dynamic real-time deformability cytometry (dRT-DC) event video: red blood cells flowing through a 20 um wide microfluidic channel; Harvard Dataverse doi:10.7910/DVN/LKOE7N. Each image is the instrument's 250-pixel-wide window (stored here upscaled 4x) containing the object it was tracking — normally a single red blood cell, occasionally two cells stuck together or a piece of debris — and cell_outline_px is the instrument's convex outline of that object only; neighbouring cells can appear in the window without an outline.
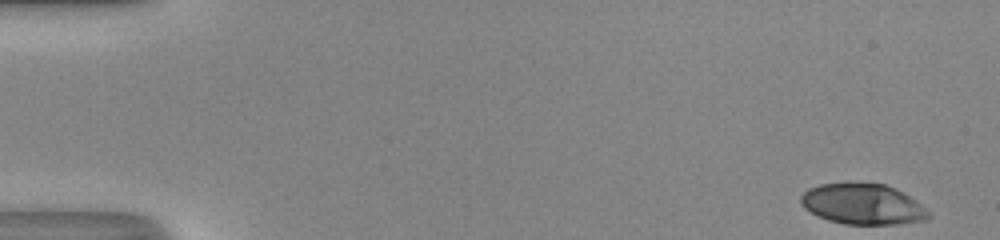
{"species": "human", "species_latin": "Homo sapiens", "temperature_condition": "room temperature", "stored_images_in_passage": 49, "camera_frame_rate_fps": 3000, "um_per_image_px": 0.085, "donor": {"sex": "male"}, "frame": {"image": 1, "passage_image": 1, "time_ms": 0.0, "image_size_px": [1000, 240], "cell_outline_px": [[928, 216], [924, 220], [896, 224], [844, 224], [828, 220], [804, 208], [800, 204], [800, 196], [808, 188], [820, 184], [884, 184], [916, 200], [928, 212]], "centroid_in_image_um": [73.28, 17.37], "position_along_channel_um": 11.7, "area_um2": 29.54}}
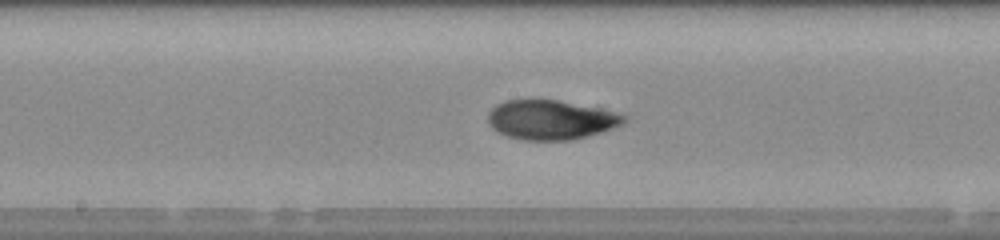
{"frame": {"image": 2, "passage_image": 26, "time_ms": 8.333, "image_size_px": [1000, 240], "cell_outline_px": [[628, 120], [624, 124], [616, 128], [604, 132], [572, 140], [524, 140], [508, 136], [496, 132], [488, 124], [488, 112], [496, 104], [508, 100], [556, 100], [616, 112], [628, 116]], "centroid_in_image_um": [46.85, 10.2], "position_along_channel_um": 201.3, "area_um2": 31.44}}
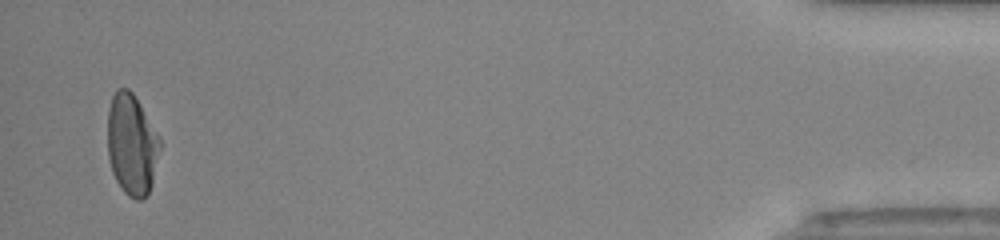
{"frame": {"image": 3, "passage_image": 48, "time_ms": 15.667, "image_size_px": [1000, 240], "cell_outline_px": [[160, 148], [152, 184], [148, 196], [140, 200], [136, 200], [128, 196], [124, 192], [116, 180], [112, 172], [108, 156], [108, 108], [112, 96], [116, 88], [128, 88], [132, 92], [160, 136]], "centroid_in_image_um": [11.2, 12.29], "position_along_channel_um": 424.0, "area_um2": 31.04}, "authors_computed_cell_mechanics": {"area_um2": 30.5184, "velocity_mm_per_s": 4.1553, "shape_relaxation_time_tau1_ms": 4.2939, "shape_relaxation_time_tau2_ms": 0.9991, "deformation_change_tau1": 0.1997, "deformation_change_tau2": 0.0455}}